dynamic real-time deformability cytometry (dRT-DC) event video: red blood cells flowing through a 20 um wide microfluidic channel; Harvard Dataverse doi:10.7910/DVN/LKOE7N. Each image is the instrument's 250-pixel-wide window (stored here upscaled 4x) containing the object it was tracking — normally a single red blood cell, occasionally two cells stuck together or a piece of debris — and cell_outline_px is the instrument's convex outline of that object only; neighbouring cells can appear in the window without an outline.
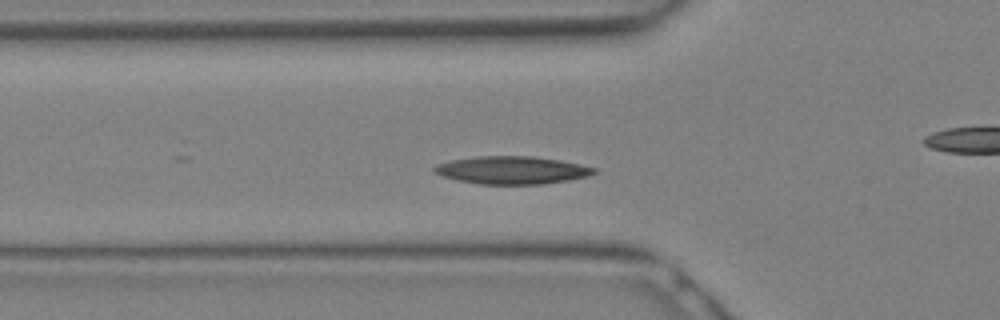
{"species": "Egyptian fruit bat (a non-hibernating species)", "species_latin": "Rousettus aegyptiacus", "temperature_condition": "warm", "stored_images_in_passage": 13, "camera_frame_rate_fps": 3000, "um_per_image_px": 0.085, "animal": {"sex": "female"}, "frame": {"image": 1, "passage_image": 4, "time_ms": 1.0, "image_size_px": [1000, 320], "cell_outline_px": [[596, 172], [588, 176], [568, 180], [544, 184], [480, 184], [456, 180], [432, 172], [432, 168], [436, 164], [452, 160], [476, 156], [532, 156], [560, 160], [580, 164], [596, 168]], "centroid_in_image_um": [43.49, 14.46], "position_along_channel_um": 82.3, "area_um2": 25.89}}
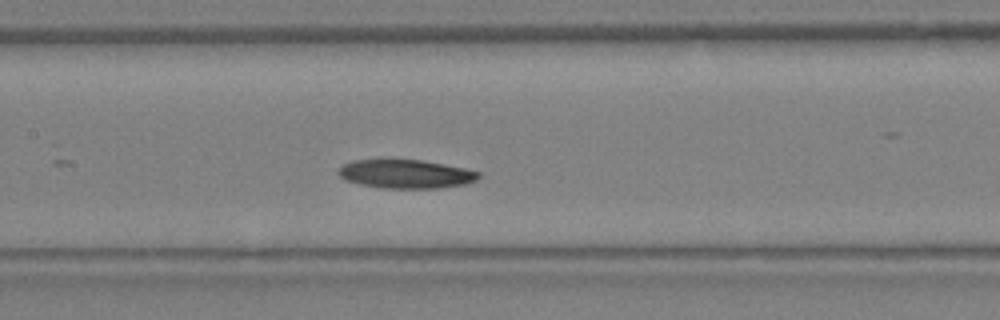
{"frame": {"image": 2, "passage_image": 8, "time_ms": 2.333, "image_size_px": [1000, 320], "cell_outline_px": [[480, 176], [476, 180], [468, 184], [440, 188], [380, 188], [360, 184], [344, 180], [336, 172], [344, 164], [352, 160], [384, 156], [424, 160], [464, 168], [480, 172]], "centroid_in_image_um": [34.43, 14.74], "position_along_channel_um": 173.0, "area_um2": 24.57}}
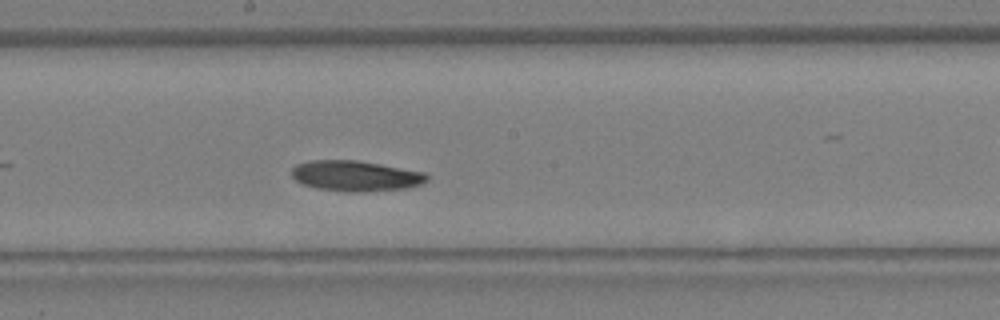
{"frame": {"image": 3, "passage_image": 10, "time_ms": 3.0, "image_size_px": [1000, 320], "cell_outline_px": [[428, 180], [420, 184], [408, 188], [364, 192], [344, 192], [316, 188], [304, 184], [296, 180], [292, 176], [292, 168], [296, 164], [312, 160], [356, 160], [380, 164], [424, 172], [428, 176]], "centroid_in_image_um": [30.22, 14.96], "position_along_channel_um": 218.0, "area_um2": 24.1}}